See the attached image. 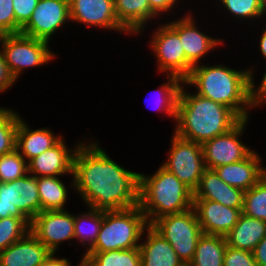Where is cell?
<instances>
[{"label":"cell","instance_id":"obj_1","mask_svg":"<svg viewBox=\"0 0 266 266\" xmlns=\"http://www.w3.org/2000/svg\"><path fill=\"white\" fill-rule=\"evenodd\" d=\"M93 140H83L76 150L71 188L80 195L86 207L96 210H123L137 206L140 173L120 166Z\"/></svg>","mask_w":266,"mask_h":266},{"label":"cell","instance_id":"obj_2","mask_svg":"<svg viewBox=\"0 0 266 266\" xmlns=\"http://www.w3.org/2000/svg\"><path fill=\"white\" fill-rule=\"evenodd\" d=\"M184 83L195 87L194 93L230 108L241 120L249 119L254 109L247 67L239 71L229 65L202 63L192 68Z\"/></svg>","mask_w":266,"mask_h":266},{"label":"cell","instance_id":"obj_3","mask_svg":"<svg viewBox=\"0 0 266 266\" xmlns=\"http://www.w3.org/2000/svg\"><path fill=\"white\" fill-rule=\"evenodd\" d=\"M186 89L183 83L177 102L174 133L179 137L202 144L229 132L241 121L230 108Z\"/></svg>","mask_w":266,"mask_h":266},{"label":"cell","instance_id":"obj_4","mask_svg":"<svg viewBox=\"0 0 266 266\" xmlns=\"http://www.w3.org/2000/svg\"><path fill=\"white\" fill-rule=\"evenodd\" d=\"M138 205L152 225L160 217L193 208V191L160 165L154 174H139Z\"/></svg>","mask_w":266,"mask_h":266},{"label":"cell","instance_id":"obj_5","mask_svg":"<svg viewBox=\"0 0 266 266\" xmlns=\"http://www.w3.org/2000/svg\"><path fill=\"white\" fill-rule=\"evenodd\" d=\"M139 205L103 211V221L94 246L87 253L139 248L143 232L148 227Z\"/></svg>","mask_w":266,"mask_h":266},{"label":"cell","instance_id":"obj_6","mask_svg":"<svg viewBox=\"0 0 266 266\" xmlns=\"http://www.w3.org/2000/svg\"><path fill=\"white\" fill-rule=\"evenodd\" d=\"M0 46L8 69L16 81L25 69L40 67L56 58L48 42L21 32L1 35Z\"/></svg>","mask_w":266,"mask_h":266},{"label":"cell","instance_id":"obj_7","mask_svg":"<svg viewBox=\"0 0 266 266\" xmlns=\"http://www.w3.org/2000/svg\"><path fill=\"white\" fill-rule=\"evenodd\" d=\"M151 226L170 243L184 264L193 260L203 234L194 208L160 217Z\"/></svg>","mask_w":266,"mask_h":266},{"label":"cell","instance_id":"obj_8","mask_svg":"<svg viewBox=\"0 0 266 266\" xmlns=\"http://www.w3.org/2000/svg\"><path fill=\"white\" fill-rule=\"evenodd\" d=\"M151 34L149 47L157 59L156 70L185 80L193 66L187 61L179 34L168 24H159Z\"/></svg>","mask_w":266,"mask_h":266},{"label":"cell","instance_id":"obj_9","mask_svg":"<svg viewBox=\"0 0 266 266\" xmlns=\"http://www.w3.org/2000/svg\"><path fill=\"white\" fill-rule=\"evenodd\" d=\"M172 134L167 160L161 166L194 191L206 169L202 145Z\"/></svg>","mask_w":266,"mask_h":266},{"label":"cell","instance_id":"obj_10","mask_svg":"<svg viewBox=\"0 0 266 266\" xmlns=\"http://www.w3.org/2000/svg\"><path fill=\"white\" fill-rule=\"evenodd\" d=\"M39 213L37 177L28 173L14 181L0 182V219L13 216L31 221Z\"/></svg>","mask_w":266,"mask_h":266},{"label":"cell","instance_id":"obj_11","mask_svg":"<svg viewBox=\"0 0 266 266\" xmlns=\"http://www.w3.org/2000/svg\"><path fill=\"white\" fill-rule=\"evenodd\" d=\"M250 119L241 120L229 132L203 142L202 151L207 169L235 163L247 158L253 150L240 139Z\"/></svg>","mask_w":266,"mask_h":266},{"label":"cell","instance_id":"obj_12","mask_svg":"<svg viewBox=\"0 0 266 266\" xmlns=\"http://www.w3.org/2000/svg\"><path fill=\"white\" fill-rule=\"evenodd\" d=\"M74 214L65 210H46L30 221V232L51 252L57 253L59 245L74 239Z\"/></svg>","mask_w":266,"mask_h":266},{"label":"cell","instance_id":"obj_13","mask_svg":"<svg viewBox=\"0 0 266 266\" xmlns=\"http://www.w3.org/2000/svg\"><path fill=\"white\" fill-rule=\"evenodd\" d=\"M70 21L69 0H39L21 33L50 43L59 29Z\"/></svg>","mask_w":266,"mask_h":266},{"label":"cell","instance_id":"obj_14","mask_svg":"<svg viewBox=\"0 0 266 266\" xmlns=\"http://www.w3.org/2000/svg\"><path fill=\"white\" fill-rule=\"evenodd\" d=\"M194 18L188 11L183 17L167 22L179 34L186 59L193 67L202 64V59L208 56L210 51L225 44L223 39L213 38L202 32Z\"/></svg>","mask_w":266,"mask_h":266},{"label":"cell","instance_id":"obj_15","mask_svg":"<svg viewBox=\"0 0 266 266\" xmlns=\"http://www.w3.org/2000/svg\"><path fill=\"white\" fill-rule=\"evenodd\" d=\"M69 15L73 23L129 35L117 20L114 0H69Z\"/></svg>","mask_w":266,"mask_h":266},{"label":"cell","instance_id":"obj_16","mask_svg":"<svg viewBox=\"0 0 266 266\" xmlns=\"http://www.w3.org/2000/svg\"><path fill=\"white\" fill-rule=\"evenodd\" d=\"M83 141L68 148L64 137L54 146L28 162V173L35 177L64 176L73 173V161L78 146Z\"/></svg>","mask_w":266,"mask_h":266},{"label":"cell","instance_id":"obj_17","mask_svg":"<svg viewBox=\"0 0 266 266\" xmlns=\"http://www.w3.org/2000/svg\"><path fill=\"white\" fill-rule=\"evenodd\" d=\"M193 208L204 234L224 237L237 224L243 210L210 200H193Z\"/></svg>","mask_w":266,"mask_h":266},{"label":"cell","instance_id":"obj_18","mask_svg":"<svg viewBox=\"0 0 266 266\" xmlns=\"http://www.w3.org/2000/svg\"><path fill=\"white\" fill-rule=\"evenodd\" d=\"M193 200H210L223 206L243 209L244 191L225 183L213 169H205Z\"/></svg>","mask_w":266,"mask_h":266},{"label":"cell","instance_id":"obj_19","mask_svg":"<svg viewBox=\"0 0 266 266\" xmlns=\"http://www.w3.org/2000/svg\"><path fill=\"white\" fill-rule=\"evenodd\" d=\"M262 159L254 150L247 158L219 166L214 170L225 183L245 192L256 185L266 174V167H263L261 163Z\"/></svg>","mask_w":266,"mask_h":266},{"label":"cell","instance_id":"obj_20","mask_svg":"<svg viewBox=\"0 0 266 266\" xmlns=\"http://www.w3.org/2000/svg\"><path fill=\"white\" fill-rule=\"evenodd\" d=\"M51 253L31 232L0 252V266H39Z\"/></svg>","mask_w":266,"mask_h":266},{"label":"cell","instance_id":"obj_21","mask_svg":"<svg viewBox=\"0 0 266 266\" xmlns=\"http://www.w3.org/2000/svg\"><path fill=\"white\" fill-rule=\"evenodd\" d=\"M50 128L31 129L21 116L16 132L15 149L29 162L36 156L54 146L63 136L55 135Z\"/></svg>","mask_w":266,"mask_h":266},{"label":"cell","instance_id":"obj_22","mask_svg":"<svg viewBox=\"0 0 266 266\" xmlns=\"http://www.w3.org/2000/svg\"><path fill=\"white\" fill-rule=\"evenodd\" d=\"M147 235V236H146ZM145 240L139 245L141 266H183L174 248L151 225L143 232Z\"/></svg>","mask_w":266,"mask_h":266},{"label":"cell","instance_id":"obj_23","mask_svg":"<svg viewBox=\"0 0 266 266\" xmlns=\"http://www.w3.org/2000/svg\"><path fill=\"white\" fill-rule=\"evenodd\" d=\"M119 24L132 36L145 31L147 23L158 16L151 10L148 0H114ZM151 21V22H150Z\"/></svg>","mask_w":266,"mask_h":266},{"label":"cell","instance_id":"obj_24","mask_svg":"<svg viewBox=\"0 0 266 266\" xmlns=\"http://www.w3.org/2000/svg\"><path fill=\"white\" fill-rule=\"evenodd\" d=\"M265 236V221L241 213L237 224L225 238L228 246L253 252Z\"/></svg>","mask_w":266,"mask_h":266},{"label":"cell","instance_id":"obj_25","mask_svg":"<svg viewBox=\"0 0 266 266\" xmlns=\"http://www.w3.org/2000/svg\"><path fill=\"white\" fill-rule=\"evenodd\" d=\"M60 176L37 177L40 213L46 210H65L68 200L67 186Z\"/></svg>","mask_w":266,"mask_h":266},{"label":"cell","instance_id":"obj_26","mask_svg":"<svg viewBox=\"0 0 266 266\" xmlns=\"http://www.w3.org/2000/svg\"><path fill=\"white\" fill-rule=\"evenodd\" d=\"M227 247L224 236L202 234L190 266H223L224 253Z\"/></svg>","mask_w":266,"mask_h":266},{"label":"cell","instance_id":"obj_27","mask_svg":"<svg viewBox=\"0 0 266 266\" xmlns=\"http://www.w3.org/2000/svg\"><path fill=\"white\" fill-rule=\"evenodd\" d=\"M103 221V211L88 207L87 212L74 214V239L87 253L95 244ZM89 244V245H88Z\"/></svg>","mask_w":266,"mask_h":266},{"label":"cell","instance_id":"obj_28","mask_svg":"<svg viewBox=\"0 0 266 266\" xmlns=\"http://www.w3.org/2000/svg\"><path fill=\"white\" fill-rule=\"evenodd\" d=\"M82 266H141L139 248L83 253Z\"/></svg>","mask_w":266,"mask_h":266},{"label":"cell","instance_id":"obj_29","mask_svg":"<svg viewBox=\"0 0 266 266\" xmlns=\"http://www.w3.org/2000/svg\"><path fill=\"white\" fill-rule=\"evenodd\" d=\"M166 78H168L166 79L167 81H165L164 84H161L160 88L155 90L158 92V94H156L158 97L155 103L157 104L156 110H159L158 112H162V114L166 113L175 123L179 92L184 81L173 75H167Z\"/></svg>","mask_w":266,"mask_h":266},{"label":"cell","instance_id":"obj_30","mask_svg":"<svg viewBox=\"0 0 266 266\" xmlns=\"http://www.w3.org/2000/svg\"><path fill=\"white\" fill-rule=\"evenodd\" d=\"M18 113L8 107H0V157L15 149L16 132L20 119Z\"/></svg>","mask_w":266,"mask_h":266},{"label":"cell","instance_id":"obj_31","mask_svg":"<svg viewBox=\"0 0 266 266\" xmlns=\"http://www.w3.org/2000/svg\"><path fill=\"white\" fill-rule=\"evenodd\" d=\"M242 213L266 222V174L256 185L244 192Z\"/></svg>","mask_w":266,"mask_h":266},{"label":"cell","instance_id":"obj_32","mask_svg":"<svg viewBox=\"0 0 266 266\" xmlns=\"http://www.w3.org/2000/svg\"><path fill=\"white\" fill-rule=\"evenodd\" d=\"M219 4L218 8L225 9V13L234 16V20H246V22H254V20L262 17L263 12L260 5V0H217ZM227 11V12H226ZM230 13V14H229ZM240 18V19H239ZM252 20V21H251Z\"/></svg>","mask_w":266,"mask_h":266},{"label":"cell","instance_id":"obj_33","mask_svg":"<svg viewBox=\"0 0 266 266\" xmlns=\"http://www.w3.org/2000/svg\"><path fill=\"white\" fill-rule=\"evenodd\" d=\"M30 232L27 218L8 217L0 219V252L19 241Z\"/></svg>","mask_w":266,"mask_h":266},{"label":"cell","instance_id":"obj_34","mask_svg":"<svg viewBox=\"0 0 266 266\" xmlns=\"http://www.w3.org/2000/svg\"><path fill=\"white\" fill-rule=\"evenodd\" d=\"M28 174V162L14 149L0 157V182L6 183Z\"/></svg>","mask_w":266,"mask_h":266},{"label":"cell","instance_id":"obj_35","mask_svg":"<svg viewBox=\"0 0 266 266\" xmlns=\"http://www.w3.org/2000/svg\"><path fill=\"white\" fill-rule=\"evenodd\" d=\"M13 0H0V36L20 33L21 26L16 22Z\"/></svg>","mask_w":266,"mask_h":266},{"label":"cell","instance_id":"obj_36","mask_svg":"<svg viewBox=\"0 0 266 266\" xmlns=\"http://www.w3.org/2000/svg\"><path fill=\"white\" fill-rule=\"evenodd\" d=\"M223 266H258V263L255 261L253 252L227 245Z\"/></svg>","mask_w":266,"mask_h":266},{"label":"cell","instance_id":"obj_37","mask_svg":"<svg viewBox=\"0 0 266 266\" xmlns=\"http://www.w3.org/2000/svg\"><path fill=\"white\" fill-rule=\"evenodd\" d=\"M251 67V68H250ZM254 66H249L248 70L250 71V98L254 108L257 106H262L266 104V70L263 74V78L259 85L255 84V76L253 74Z\"/></svg>","mask_w":266,"mask_h":266},{"label":"cell","instance_id":"obj_38","mask_svg":"<svg viewBox=\"0 0 266 266\" xmlns=\"http://www.w3.org/2000/svg\"><path fill=\"white\" fill-rule=\"evenodd\" d=\"M39 0H13L16 22L23 27L30 19Z\"/></svg>","mask_w":266,"mask_h":266},{"label":"cell","instance_id":"obj_39","mask_svg":"<svg viewBox=\"0 0 266 266\" xmlns=\"http://www.w3.org/2000/svg\"><path fill=\"white\" fill-rule=\"evenodd\" d=\"M149 6L151 10L160 18L165 13L173 14L170 11H173L174 8H177V3L181 2V0H148Z\"/></svg>","mask_w":266,"mask_h":266},{"label":"cell","instance_id":"obj_40","mask_svg":"<svg viewBox=\"0 0 266 266\" xmlns=\"http://www.w3.org/2000/svg\"><path fill=\"white\" fill-rule=\"evenodd\" d=\"M15 82L17 81L11 75L8 66L5 62L4 56L0 51V93L5 92L9 88L11 89Z\"/></svg>","mask_w":266,"mask_h":266},{"label":"cell","instance_id":"obj_41","mask_svg":"<svg viewBox=\"0 0 266 266\" xmlns=\"http://www.w3.org/2000/svg\"><path fill=\"white\" fill-rule=\"evenodd\" d=\"M55 254L51 252L39 266H72L67 258H58ZM76 266H82V260Z\"/></svg>","mask_w":266,"mask_h":266},{"label":"cell","instance_id":"obj_42","mask_svg":"<svg viewBox=\"0 0 266 266\" xmlns=\"http://www.w3.org/2000/svg\"><path fill=\"white\" fill-rule=\"evenodd\" d=\"M253 255L258 266H266V236L255 247Z\"/></svg>","mask_w":266,"mask_h":266},{"label":"cell","instance_id":"obj_43","mask_svg":"<svg viewBox=\"0 0 266 266\" xmlns=\"http://www.w3.org/2000/svg\"><path fill=\"white\" fill-rule=\"evenodd\" d=\"M259 49H260L261 55L266 60V27L265 29L263 28V31L259 37Z\"/></svg>","mask_w":266,"mask_h":266},{"label":"cell","instance_id":"obj_44","mask_svg":"<svg viewBox=\"0 0 266 266\" xmlns=\"http://www.w3.org/2000/svg\"><path fill=\"white\" fill-rule=\"evenodd\" d=\"M260 5H261V8H262V12H263V15L264 17H266V0H260Z\"/></svg>","mask_w":266,"mask_h":266}]
</instances>
